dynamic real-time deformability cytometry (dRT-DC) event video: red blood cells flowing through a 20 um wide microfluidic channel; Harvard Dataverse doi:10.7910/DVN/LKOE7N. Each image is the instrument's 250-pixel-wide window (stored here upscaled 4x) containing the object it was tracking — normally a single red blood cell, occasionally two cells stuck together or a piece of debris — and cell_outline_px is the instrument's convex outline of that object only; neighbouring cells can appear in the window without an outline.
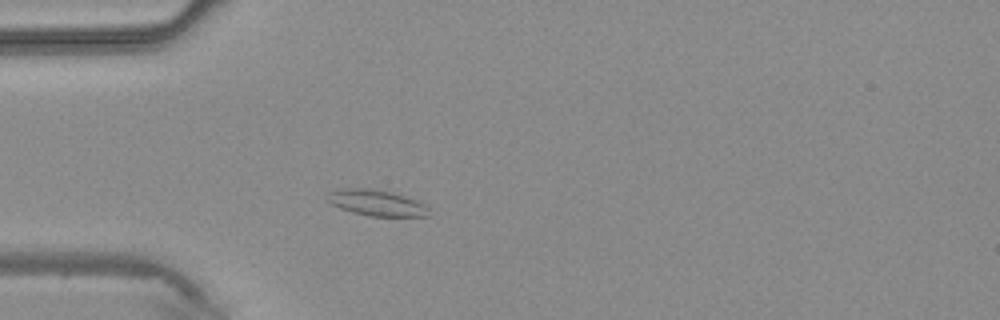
{"species": "common noctule bat (a hibernating species)", "species_latin": "Nyctalus noctula", "temperature_condition": "warm", "stored_images_in_passage": 37, "segment_of_instrument_passage": [1, 2], "camera_frame_rate_fps": 3000, "um_per_image_px": 0.085, "animal": {"sex": "male", "body_mass_g": 20.4}, "frame": {"image": 1, "passage_image": 9, "time_ms": 2.667, "image_size_px": [1000, 320], "cell_outline_px": [[428, 216], [368, 216], [352, 212], [340, 208], [332, 204], [328, 200], [328, 192], [344, 188], [372, 188], [392, 192], [416, 200], [424, 204], [428, 208]], "centroid_in_image_um": [32.0, 17.23], "position_along_channel_um": 53.0, "area_um2": 15.26}}
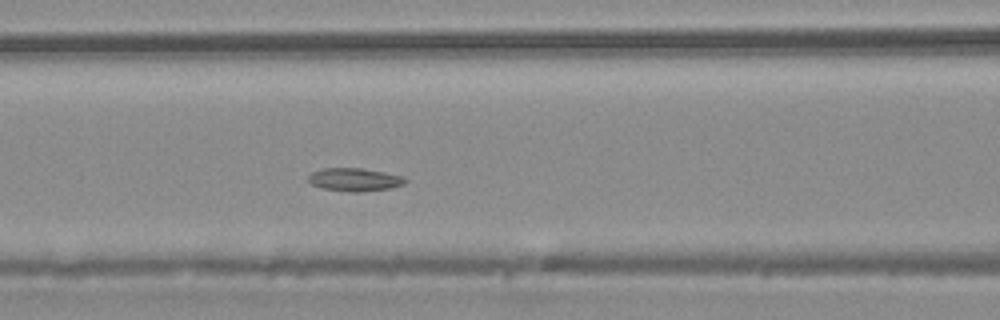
{"frame": {"image": 2, "passage_image": 15, "time_ms": 4.667, "image_size_px": [1000, 320], "cell_outline_px": [[408, 180], [404, 184], [388, 188], [360, 192], [352, 192], [324, 188], [312, 184], [308, 180], [308, 176], [312, 172], [320, 168], [360, 168], [384, 172], [404, 176]], "centroid_in_image_um": [30.15, 15.25], "position_along_channel_um": 136.5, "area_um2": 12.95}}
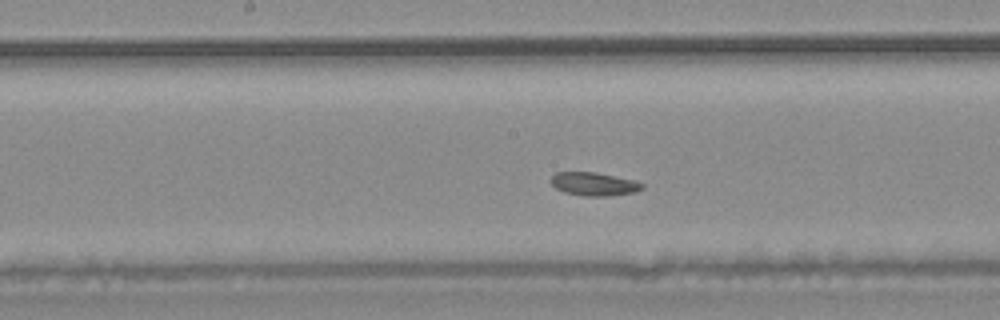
{"frame": {"image": 3, "passage_image": 19, "time_ms": 6.0, "image_size_px": [1000, 320], "cell_outline_px": [[644, 188], [636, 192], [608, 196], [584, 196], [564, 192], [556, 188], [548, 180], [556, 172], [596, 172], [632, 180], [644, 184]], "centroid_in_image_um": [50.47, 15.64], "position_along_channel_um": 197.7, "area_um2": 12.43}}